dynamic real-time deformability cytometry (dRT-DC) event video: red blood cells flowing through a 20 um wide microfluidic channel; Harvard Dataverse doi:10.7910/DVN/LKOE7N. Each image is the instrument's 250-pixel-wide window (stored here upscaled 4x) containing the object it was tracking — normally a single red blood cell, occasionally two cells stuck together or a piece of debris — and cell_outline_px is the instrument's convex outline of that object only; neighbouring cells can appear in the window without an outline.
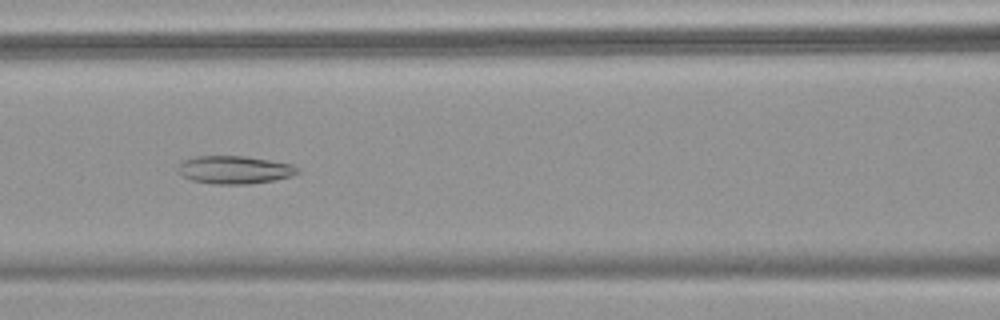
{"species": "common noctule bat (a hibernating species)", "species_latin": "Nyctalus noctula", "temperature_condition": "warm", "stored_images_in_passage": 49, "camera_frame_rate_fps": 3000, "um_per_image_px": 0.085, "animal": {"sex": "female", "body_mass_g": 18.4}, "frame": {"image": 1, "passage_image": 22, "time_ms": 7.0, "image_size_px": [1000, 320], "cell_outline_px": [[300, 172], [292, 176], [276, 180], [248, 184], [212, 184], [192, 180], [184, 176], [176, 168], [184, 160], [196, 156], [244, 156], [292, 164], [300, 168]], "centroid_in_image_um": [19.97, 14.44], "position_along_channel_um": 146.6, "area_um2": 19.48}}
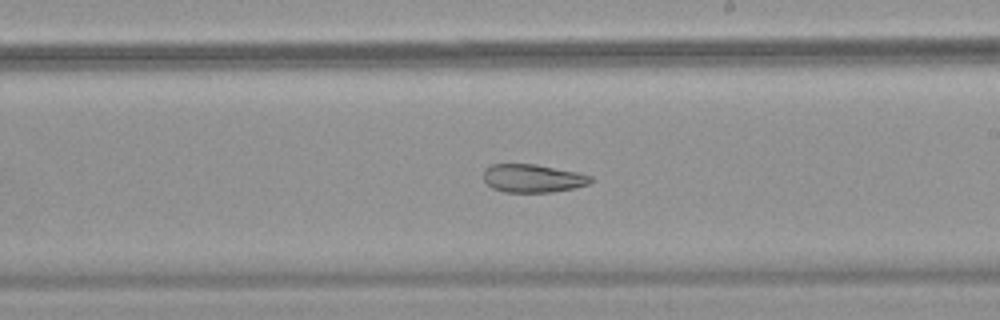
{"frame": {"image": 2, "passage_image": 29, "time_ms": 9.333, "image_size_px": [1000, 320], "cell_outline_px": [[596, 180], [588, 184], [576, 188], [552, 192], [504, 192], [492, 188], [484, 180], [484, 168], [492, 164], [536, 164], [580, 172], [592, 176]], "centroid_in_image_um": [45.34, 15.15], "position_along_channel_um": 243.7, "area_um2": 17.92}}
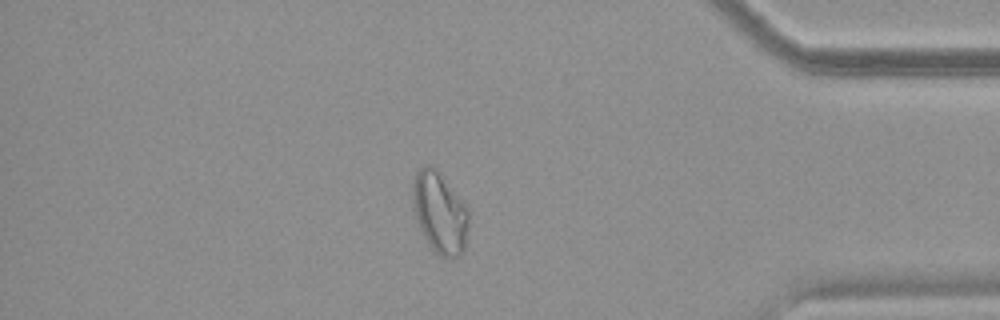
{"frame": {"image": 3, "passage_image": 42, "time_ms": 13.667, "image_size_px": [1000, 320], "cell_outline_px": [[468, 228], [464, 252], [460, 256], [440, 256], [428, 244], [420, 228], [412, 208], [412, 180], [416, 172], [424, 164], [428, 164], [440, 176], [464, 204], [468, 212]], "centroid_in_image_um": [37.34, 18.11], "position_along_channel_um": 397.9, "area_um2": 25.95}}